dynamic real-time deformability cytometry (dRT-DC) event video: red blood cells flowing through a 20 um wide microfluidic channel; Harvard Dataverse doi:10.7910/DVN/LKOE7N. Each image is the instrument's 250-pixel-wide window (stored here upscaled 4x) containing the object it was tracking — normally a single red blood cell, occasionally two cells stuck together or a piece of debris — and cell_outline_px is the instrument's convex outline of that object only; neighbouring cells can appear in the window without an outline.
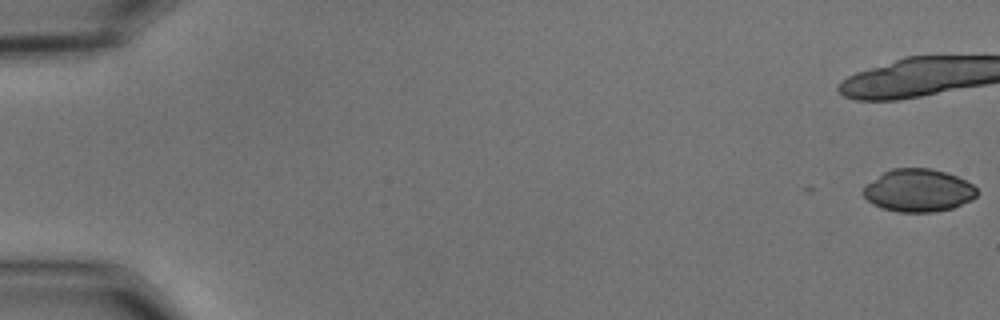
{"species": "common noctule bat (a hibernating species)", "species_latin": "Nyctalus noctula", "temperature_condition": "cold", "stored_images_in_passage": 10, "camera_frame_rate_fps": 3000, "um_per_image_px": 0.085, "animal": {"sex": "male", "body_mass_g": 15.6}, "frame": {"image": 1, "passage_image": 1, "time_ms": 0.0, "image_size_px": [1000, 320], "cell_outline_px": [[980, 192], [972, 200], [952, 208], [932, 212], [900, 212], [880, 208], [872, 204], [860, 192], [868, 184], [884, 172], [892, 168], [928, 168], [944, 172], [956, 176], [972, 184]], "centroid_in_image_um": [78.07, 16.2], "position_along_channel_um": 6.9, "area_um2": 28.21}}